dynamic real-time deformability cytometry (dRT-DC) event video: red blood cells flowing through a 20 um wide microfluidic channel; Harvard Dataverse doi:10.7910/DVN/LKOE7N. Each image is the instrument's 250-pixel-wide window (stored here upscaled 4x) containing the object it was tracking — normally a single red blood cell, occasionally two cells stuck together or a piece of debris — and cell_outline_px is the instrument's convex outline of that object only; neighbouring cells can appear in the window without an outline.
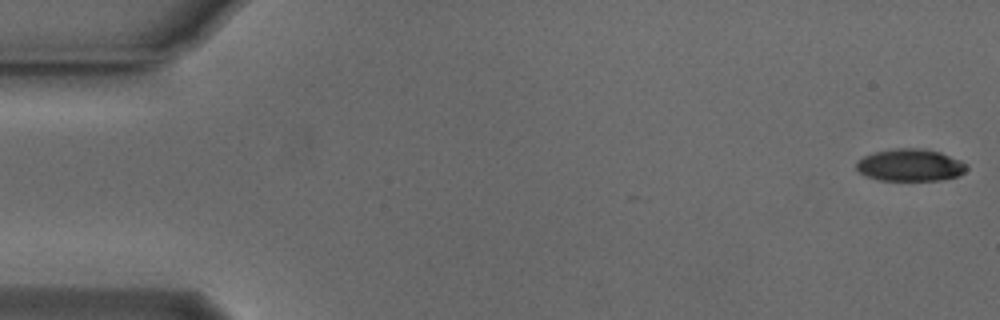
{"species": "Egyptian fruit bat (a non-hibernating species)", "species_latin": "Rousettus aegyptiacus", "temperature_condition": "cold", "stored_images_in_passage": 47, "camera_frame_rate_fps": 3000, "um_per_image_px": 0.085, "animal": {"sex": "male"}, "frame": {"image": 1, "passage_image": 1, "time_ms": 0.0, "image_size_px": [1000, 320], "cell_outline_px": [[968, 168], [964, 172], [956, 176], [940, 180], [880, 180], [864, 176], [856, 168], [856, 160], [872, 152], [896, 148], [920, 148], [940, 152], [960, 160], [968, 164]], "centroid_in_image_um": [77.34, 14.03], "position_along_channel_um": 7.7, "area_um2": 20.81}}
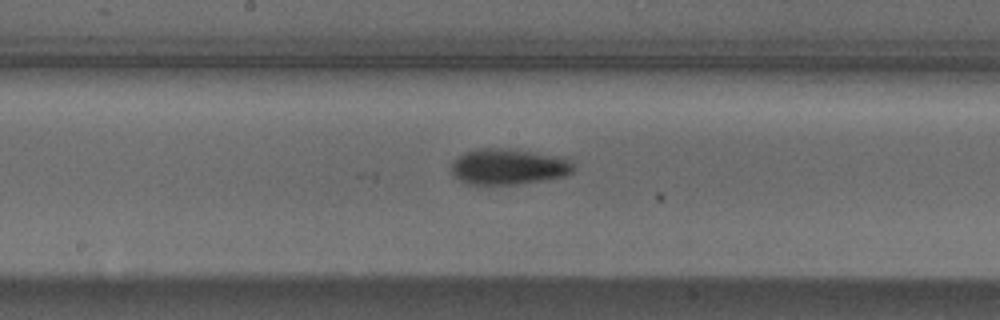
{"frame": {"image": 2, "passage_image": 28, "time_ms": 9.0, "image_size_px": [1000, 320], "cell_outline_px": [[576, 168], [572, 172], [564, 176], [516, 184], [468, 184], [460, 180], [452, 172], [452, 164], [464, 152], [484, 148], [496, 148], [528, 152], [556, 156], [568, 160], [576, 164]], "centroid_in_image_um": [43.23, 14.18], "position_along_channel_um": 205.0, "area_um2": 24.8}}
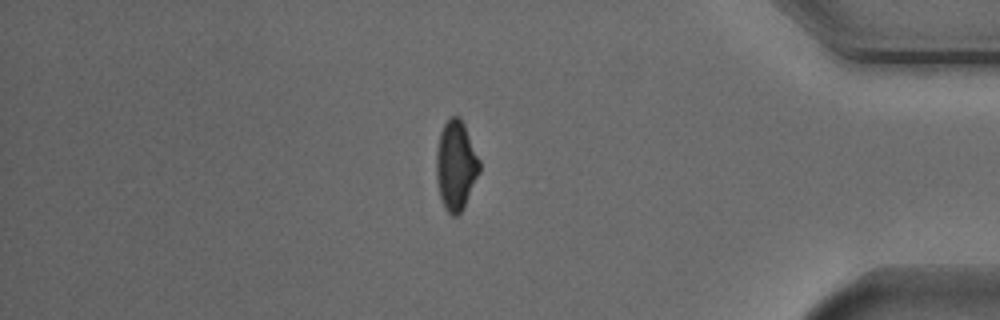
{"frame": {"image": 3, "passage_image": 46, "time_ms": 15.0, "image_size_px": [1000, 320], "cell_outline_px": [[480, 172], [460, 212], [456, 216], [452, 216], [444, 208], [440, 196], [436, 180], [436, 152], [440, 132], [444, 124], [452, 116], [460, 116], [464, 124], [480, 160]], "centroid_in_image_um": [38.74, 14.04], "position_along_channel_um": 396.5, "area_um2": 22.37}}